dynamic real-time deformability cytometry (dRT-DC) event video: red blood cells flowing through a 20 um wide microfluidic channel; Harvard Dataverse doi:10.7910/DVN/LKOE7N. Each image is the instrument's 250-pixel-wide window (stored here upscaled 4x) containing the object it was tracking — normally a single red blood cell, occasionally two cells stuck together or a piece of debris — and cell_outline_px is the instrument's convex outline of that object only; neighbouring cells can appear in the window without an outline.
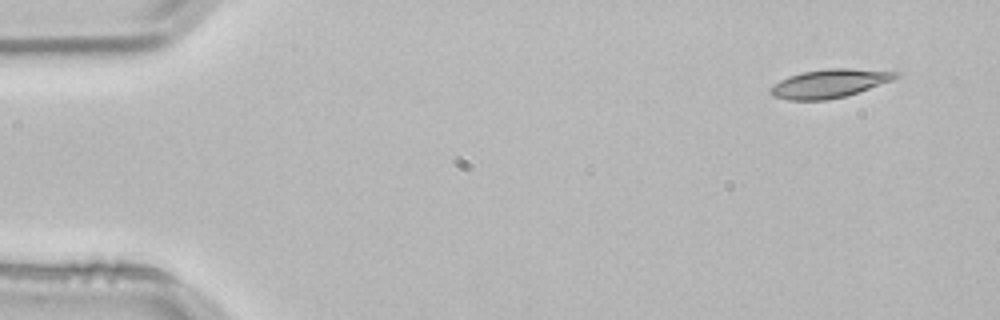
{"species": "common noctule bat (a hibernating species)", "species_latin": "Nyctalus noctula", "temperature_condition": "room temperature", "stored_images_in_passage": 4, "segment_of_instrument_passage": [1, 2], "camera_frame_rate_fps": 3000, "um_per_image_px": 0.085, "animal": {"sex": "male", "body_mass_g": 21.5, "forearm_length_mm": 52.0}, "frame": {"image": 1, "passage_image": 1, "time_ms": 0.0, "image_size_px": [1000, 320], "cell_outline_px": [[900, 76], [892, 80], [844, 96], [828, 100], [788, 100], [772, 96], [768, 92], [780, 80], [788, 76], [800, 72], [828, 68], [852, 68], [900, 72]], "centroid_in_image_um": [70.48, 7.08], "position_along_channel_um": 14.5, "area_um2": 20.69}}